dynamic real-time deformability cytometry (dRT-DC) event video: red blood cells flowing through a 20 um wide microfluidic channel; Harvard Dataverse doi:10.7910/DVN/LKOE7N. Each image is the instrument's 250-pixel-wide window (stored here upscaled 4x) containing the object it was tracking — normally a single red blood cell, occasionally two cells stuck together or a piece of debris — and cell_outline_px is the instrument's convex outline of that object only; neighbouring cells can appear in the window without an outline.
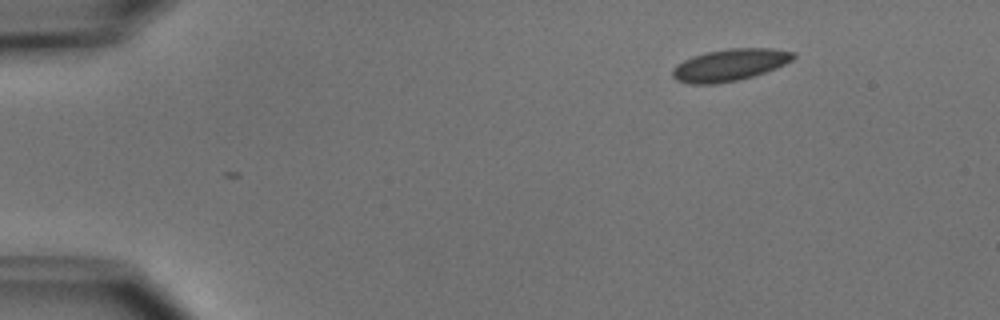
{"species": "common noctule bat (a hibernating species)", "species_latin": "Nyctalus noctula", "temperature_condition": "cold", "stored_images_in_passage": 47, "camera_frame_rate_fps": 3000, "um_per_image_px": 0.085, "animal": {"sex": "male", "body_mass_g": 15.6}, "frame": {"image": 1, "passage_image": 1, "time_ms": 0.0, "image_size_px": [1000, 320], "cell_outline_px": [[796, 56], [792, 60], [776, 68], [752, 76], [736, 80], [716, 84], [688, 84], [676, 80], [672, 76], [672, 68], [676, 64], [692, 56], [704, 52], [728, 48], [776, 48], [796, 52]], "centroid_in_image_um": [62.01, 5.51], "position_along_channel_um": 23.0, "area_um2": 22.72}}
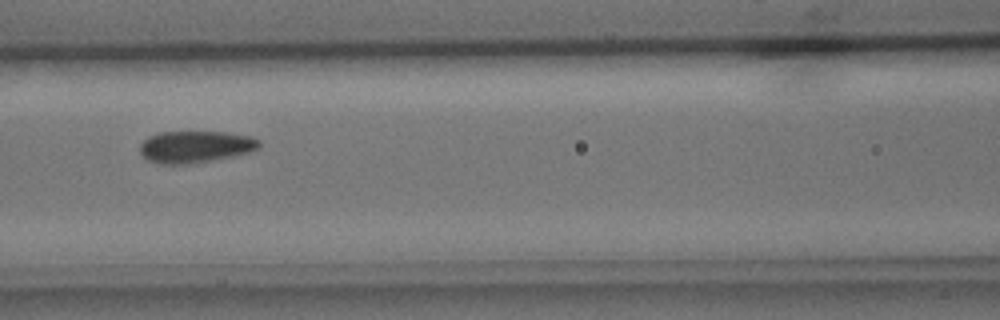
{"frame": {"image": 2, "passage_image": 18, "time_ms": 5.667, "image_size_px": [1000, 320], "cell_outline_px": [[260, 148], [252, 152], [196, 164], [160, 164], [148, 160], [140, 152], [140, 144], [148, 136], [160, 132], [224, 132], [252, 136], [260, 140]], "centroid_in_image_um": [16.64, 12.48], "position_along_channel_um": 150.0, "area_um2": 22.48}}
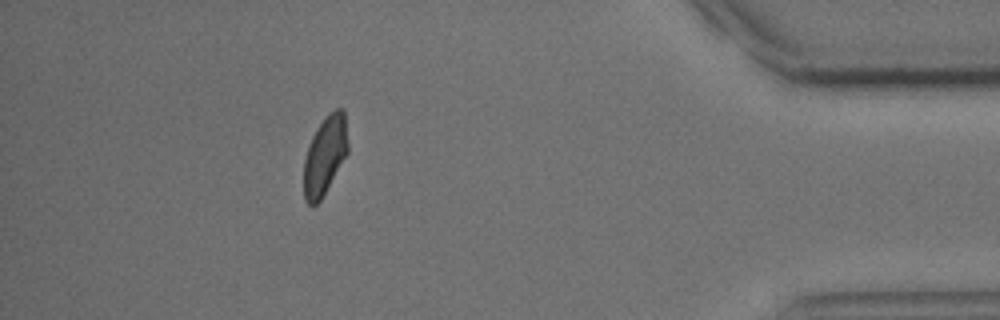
{"frame": {"image": 3, "passage_image": 42, "time_ms": 13.667, "image_size_px": [1000, 320], "cell_outline_px": [[348, 152], [320, 200], [316, 204], [308, 204], [304, 200], [304, 160], [312, 136], [316, 128], [328, 112], [336, 108], [344, 108], [348, 140]], "centroid_in_image_um": [27.63, 13.15], "position_along_channel_um": 407.6, "area_um2": 20.11}, "authors_computed_cell_mechanics": {"area_um2": 22.1952, "velocity_mm_per_s": 3.7668, "shape_relaxation_time_tau1_ms": 3.5958, "shape_relaxation_time_tau2_ms": 2.0562, "deformation_change_tau1": 0.1032, "deformation_change_tau2": 0.0422}}